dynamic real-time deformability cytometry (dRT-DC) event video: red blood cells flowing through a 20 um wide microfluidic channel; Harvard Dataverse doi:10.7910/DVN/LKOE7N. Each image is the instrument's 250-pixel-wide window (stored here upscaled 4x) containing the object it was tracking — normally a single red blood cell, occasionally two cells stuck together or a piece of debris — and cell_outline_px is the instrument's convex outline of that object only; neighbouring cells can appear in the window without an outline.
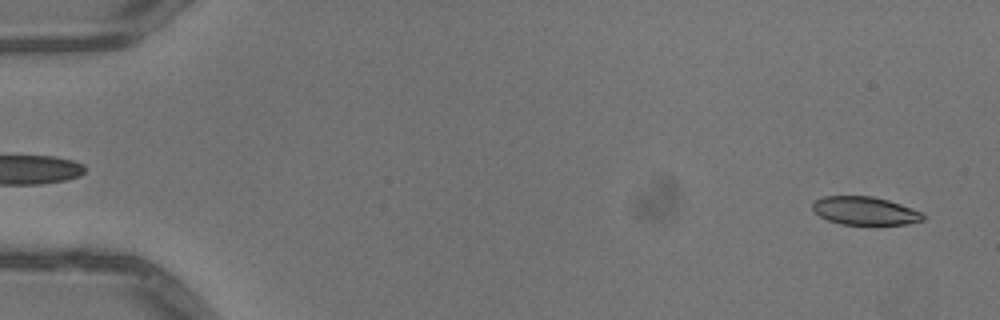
{"species": "common noctule bat (a hibernating species)", "species_latin": "Nyctalus noctula", "temperature_condition": "warm", "stored_images_in_passage": 52, "camera_frame_rate_fps": 3000, "um_per_image_px": 0.085, "animal": {"sex": "male", "body_mass_g": 13.3}, "frame": {"image": 1, "passage_image": 3, "time_ms": 0.667, "image_size_px": [1000, 320], "cell_outline_px": [[924, 220], [908, 224], [840, 224], [828, 220], [820, 216], [812, 208], [812, 204], [816, 200], [824, 196], [872, 196], [888, 200], [900, 204], [920, 212], [924, 216]], "centroid_in_image_um": [73.5, 17.92], "position_along_channel_um": 11.5, "area_um2": 17.92}}
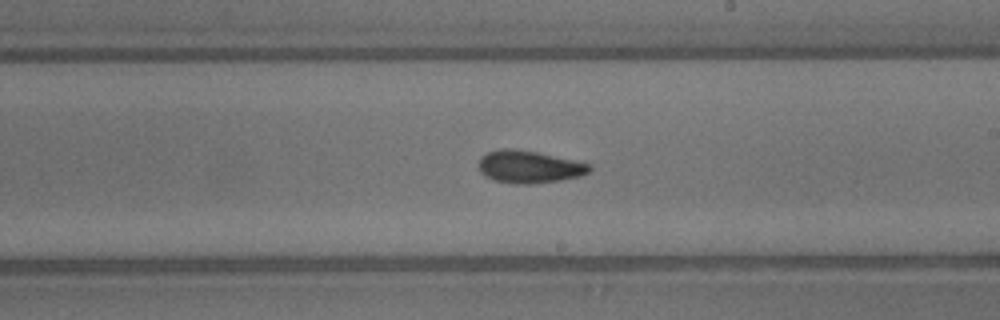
{"frame": {"image": 2, "passage_image": 31, "time_ms": 10.0, "image_size_px": [1000, 320], "cell_outline_px": [[592, 168], [588, 172], [580, 176], [560, 180], [532, 184], [516, 184], [496, 180], [480, 172], [480, 156], [488, 152], [500, 148], [512, 148], [536, 152], [592, 164]], "centroid_in_image_um": [44.99, 14.17], "position_along_channel_um": 244.0, "area_um2": 20.75}}
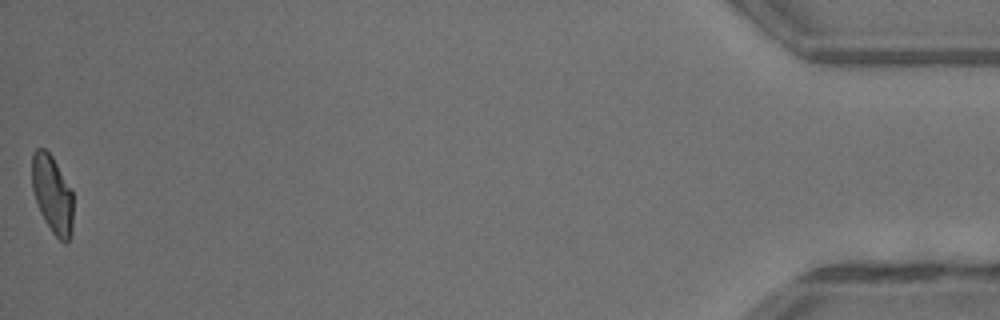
{"frame": {"image": 3, "passage_image": 52, "time_ms": 17.0, "image_size_px": [1000, 320], "cell_outline_px": [[72, 236], [68, 244], [64, 244], [52, 232], [44, 220], [40, 212], [32, 188], [32, 152], [36, 148], [44, 148], [52, 156], [72, 192]], "centroid_in_image_um": [4.45, 16.55], "position_along_channel_um": 430.8, "area_um2": 18.67}, "authors_computed_cell_mechanics": {"area_um2": 19.8543, "velocity_mm_per_s": 4.0689, "shape_relaxation_time_tau1_ms": 4.4573, "shape_relaxation_time_tau2_ms": 2.8317, "deformation_change_tau1": 0.1339, "deformation_change_tau2": 0.0963}}